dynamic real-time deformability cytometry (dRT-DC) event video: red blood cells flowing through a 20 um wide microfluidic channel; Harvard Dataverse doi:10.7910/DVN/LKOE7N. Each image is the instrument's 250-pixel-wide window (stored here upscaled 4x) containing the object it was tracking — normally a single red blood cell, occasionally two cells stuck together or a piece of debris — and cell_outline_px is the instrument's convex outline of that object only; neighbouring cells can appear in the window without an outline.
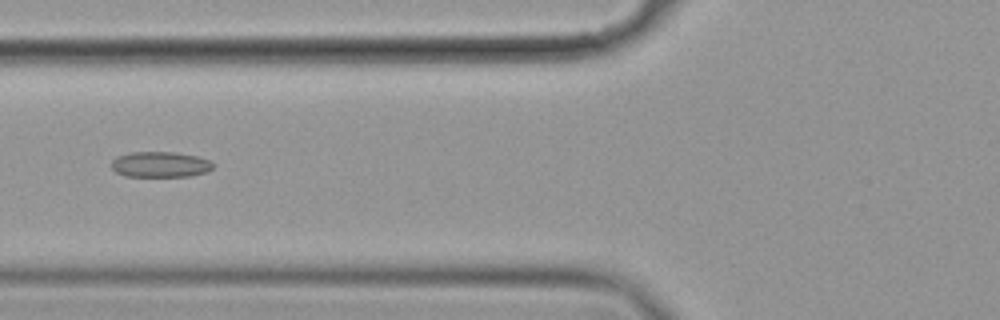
{"species": "common noctule bat (a hibernating species)", "species_latin": "Nyctalus noctula", "temperature_condition": "cold", "stored_images_in_passage": 8, "camera_frame_rate_fps": 3000, "um_per_image_px": 0.085, "animal": {"sex": "female", "body_mass_g": 19.9}, "frame": {"image": 1, "passage_image": 5, "time_ms": 1.333, "image_size_px": [1000, 320], "cell_outline_px": [[216, 164], [208, 172], [192, 176], [124, 176], [116, 172], [112, 168], [112, 160], [116, 156], [132, 152], [176, 152], [196, 156], [212, 160]], "centroid_in_image_um": [13.67, 13.98], "position_along_channel_um": 112.1, "area_um2": 15.37}}
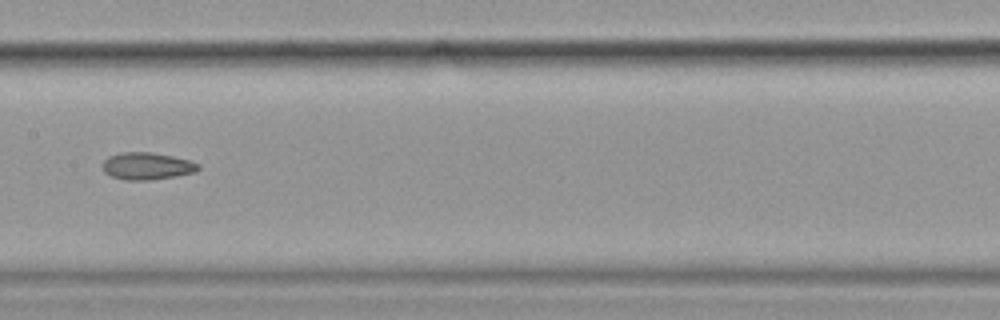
{"frame": {"image": 2, "passage_image": 7, "time_ms": 2.0, "image_size_px": [1000, 320], "cell_outline_px": [[200, 168], [196, 172], [176, 176], [152, 180], [124, 180], [112, 176], [104, 172], [104, 160], [108, 156], [120, 152], [148, 152], [172, 156], [188, 160], [200, 164]], "centroid_in_image_um": [12.51, 14.12], "position_along_channel_um": 194.9, "area_um2": 15.14}}
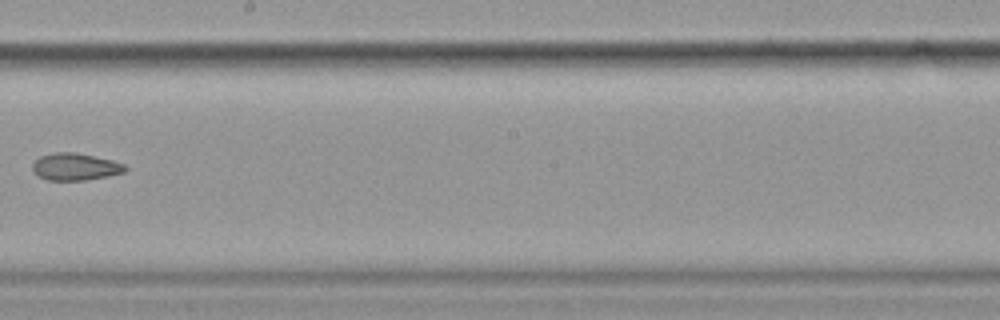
{"frame": {"image": 3, "passage_image": 8, "time_ms": 2.333, "image_size_px": [1000, 320], "cell_outline_px": [[128, 168], [124, 172], [108, 176], [88, 180], [48, 180], [36, 176], [32, 168], [32, 164], [40, 156], [52, 152], [76, 152], [112, 160], [124, 164]], "centroid_in_image_um": [6.38, 14.17], "position_along_channel_um": 241.8, "area_um2": 14.8}}